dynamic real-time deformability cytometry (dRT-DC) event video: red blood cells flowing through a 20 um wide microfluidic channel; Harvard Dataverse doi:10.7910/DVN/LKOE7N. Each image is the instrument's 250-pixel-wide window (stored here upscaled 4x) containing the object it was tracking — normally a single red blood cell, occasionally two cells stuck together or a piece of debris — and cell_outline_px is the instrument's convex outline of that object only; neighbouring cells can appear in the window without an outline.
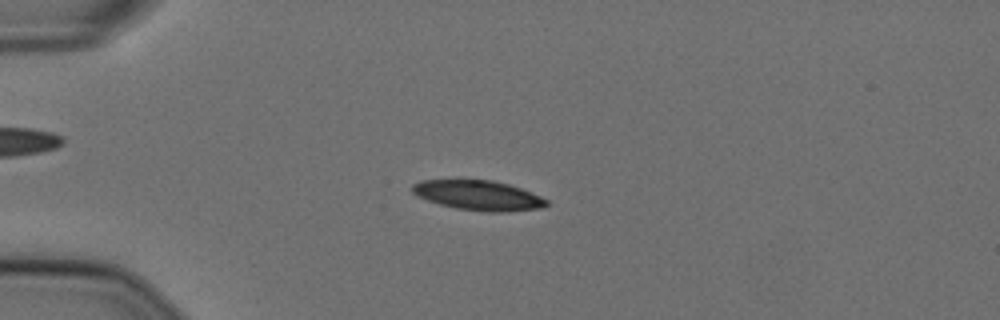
{"species": "Egyptian fruit bat (a non-hibernating species)", "species_latin": "Rousettus aegyptiacus", "temperature_condition": "cold", "stored_images_in_passage": 49, "camera_frame_rate_fps": 3000, "um_per_image_px": 0.085, "animal": {"sex": "female"}, "frame": {"image": 1, "passage_image": 7, "time_ms": 2.0, "image_size_px": [1000, 320], "cell_outline_px": [[548, 204], [544, 208], [504, 212], [484, 212], [456, 208], [440, 204], [416, 196], [412, 192], [412, 184], [420, 180], [456, 176], [492, 180], [508, 184], [532, 192], [548, 200]], "centroid_in_image_um": [40.59, 16.55], "position_along_channel_um": 44.4, "area_um2": 24.45}}
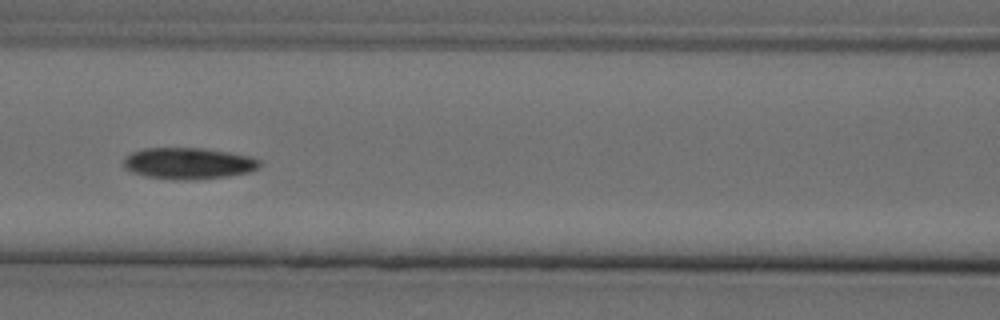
{"frame": {"image": 2, "passage_image": 18, "time_ms": 5.667, "image_size_px": [1000, 320], "cell_outline_px": [[260, 164], [256, 168], [248, 172], [228, 176], [184, 180], [176, 180], [144, 176], [132, 172], [124, 168], [124, 160], [132, 152], [144, 148], [204, 148], [252, 156], [260, 160]], "centroid_in_image_um": [16.01, 13.88], "position_along_channel_um": 150.6, "area_um2": 24.8}}
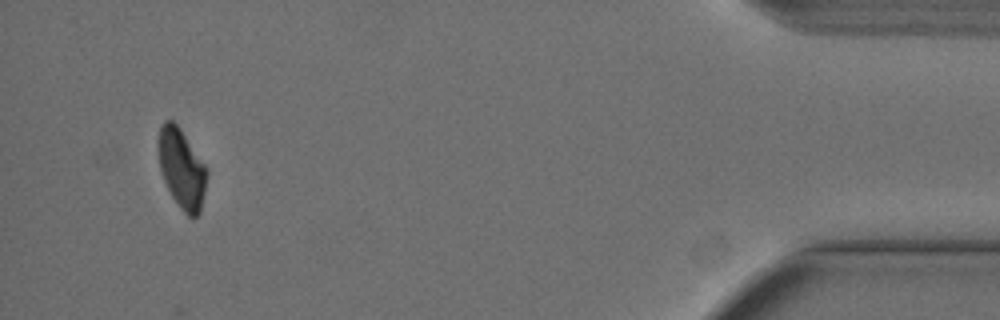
{"frame": {"image": 3, "passage_image": 46, "time_ms": 15.0, "image_size_px": [1000, 320], "cell_outline_px": [[208, 176], [200, 212], [196, 216], [188, 216], [180, 208], [172, 196], [164, 180], [160, 168], [160, 128], [164, 120], [172, 120], [180, 128], [208, 168]], "centroid_in_image_um": [15.49, 14.35], "position_along_channel_um": 419.7, "area_um2": 22.08}, "authors_computed_cell_mechanics": {"area_um2": 24.3916, "velocity_mm_per_s": 3.6131, "shape_relaxation_time_tau1_ms": 7.1473, "shape_relaxation_time_tau2_ms": null, "deformation_change_tau1": 0.1528, "deformation_change_tau2": null}}